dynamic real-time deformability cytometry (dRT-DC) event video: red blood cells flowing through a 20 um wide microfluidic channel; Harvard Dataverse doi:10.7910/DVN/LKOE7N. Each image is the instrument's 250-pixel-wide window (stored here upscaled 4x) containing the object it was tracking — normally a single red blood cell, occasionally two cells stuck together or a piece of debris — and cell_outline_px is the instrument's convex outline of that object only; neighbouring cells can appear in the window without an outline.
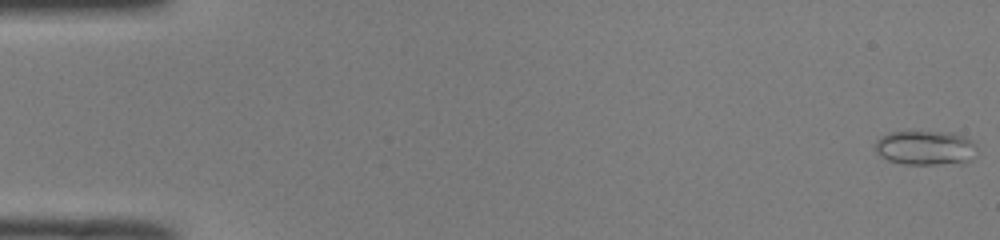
{"species": "common noctule bat (a hibernating species)", "species_latin": "Nyctalus noctula", "temperature_condition": "room temperature", "stored_images_in_passage": 50, "camera_frame_rate_fps": 3000, "um_per_image_px": 0.085, "animal": {"sex": "male", "body_mass_g": 19.0, "forearm_length_mm": 50.8}, "frame": {"image": 1, "passage_image": 1, "time_ms": 0.0, "image_size_px": [1000, 240], "cell_outline_px": [[976, 156], [964, 164], [904, 164], [888, 160], [880, 156], [876, 152], [872, 144], [880, 136], [888, 132], [920, 128], [952, 132], [964, 136], [972, 140], [976, 144]], "centroid_in_image_um": [78.65, 12.51], "position_along_channel_um": 6.3, "area_um2": 21.91}}
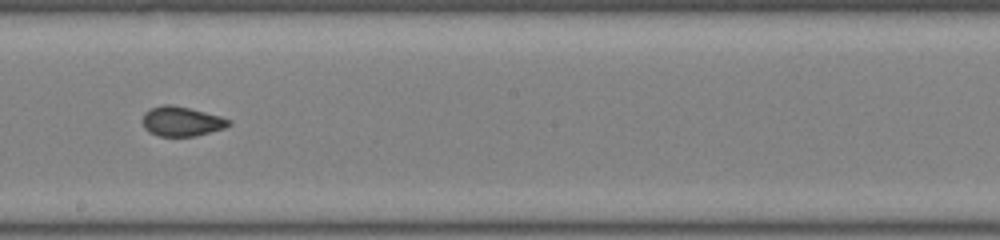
{"frame": {"image": 2, "passage_image": 29, "time_ms": 9.333, "image_size_px": [1000, 240], "cell_outline_px": [[232, 124], [224, 128], [196, 136], [160, 136], [148, 132], [144, 128], [144, 112], [160, 104], [172, 104], [220, 116], [232, 120]], "centroid_in_image_um": [15.45, 10.32], "position_along_channel_um": 232.8, "area_um2": 14.85}}
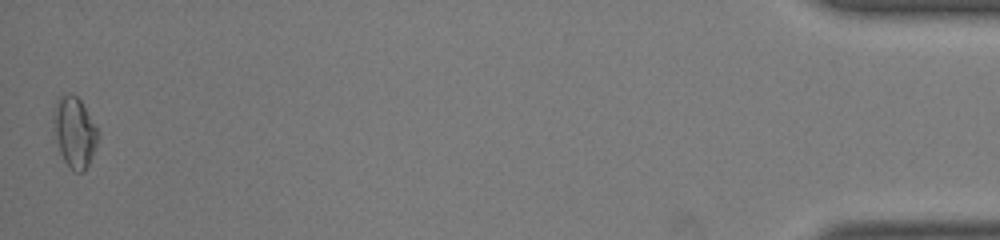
{"frame": {"image": 3, "passage_image": 50, "time_ms": 16.333, "image_size_px": [1000, 240], "cell_outline_px": [[96, 144], [88, 164], [84, 172], [76, 172], [64, 160], [60, 152], [56, 136], [52, 112], [60, 96], [72, 92], [80, 100], [96, 128]], "centroid_in_image_um": [6.3, 11.21], "position_along_channel_um": 428.9, "area_um2": 17.46}, "authors_computed_cell_mechanics": {"area_um2": 15.5482, "velocity_mm_per_s": 4.1034, "shape_relaxation_time_tau1_ms": 7.8765, "shape_relaxation_time_tau2_ms": null, "deformation_change_tau1": 0.1716, "deformation_change_tau2": null}}